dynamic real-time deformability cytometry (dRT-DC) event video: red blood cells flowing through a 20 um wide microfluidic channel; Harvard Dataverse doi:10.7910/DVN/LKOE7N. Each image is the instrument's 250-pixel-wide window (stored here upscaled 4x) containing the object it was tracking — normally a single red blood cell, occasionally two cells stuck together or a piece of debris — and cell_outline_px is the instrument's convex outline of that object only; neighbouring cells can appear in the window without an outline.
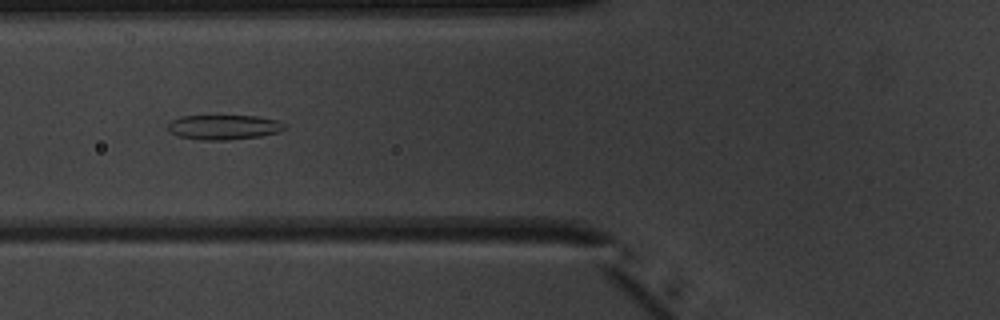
{"species": "common noctule bat (a hibernating species)", "species_latin": "Nyctalus noctula", "temperature_condition": "warm", "stored_images_in_passage": 37, "camera_frame_rate_fps": 3000, "um_per_image_px": 0.085, "animal": {"sex": "male", "body_mass_g": 20.1, "forearm_length_mm": 53.5}, "frame": {"image": 1, "passage_image": 6, "time_ms": 1.667, "image_size_px": [1000, 320], "cell_outline_px": [[288, 128], [280, 132], [260, 136], [228, 140], [200, 140], [180, 136], [172, 132], [168, 128], [168, 124], [172, 120], [180, 116], [256, 116], [276, 120], [288, 124]], "centroid_in_image_um": [19.09, 10.81], "position_along_channel_um": 106.7, "area_um2": 16.88}}
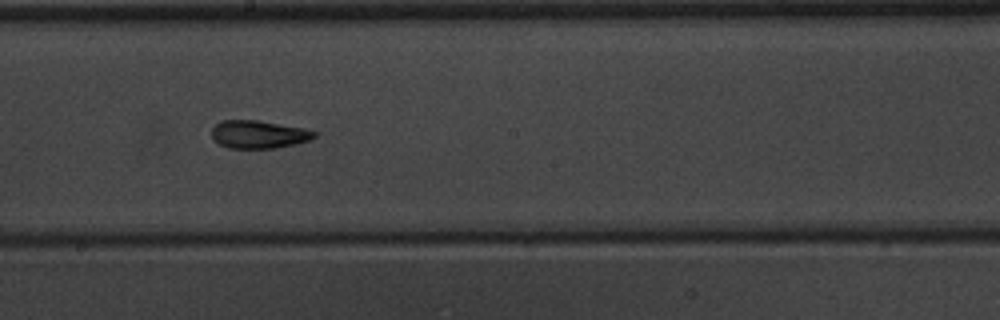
{"frame": {"image": 2, "passage_image": 15, "time_ms": 4.667, "image_size_px": [1000, 320], "cell_outline_px": [[316, 136], [308, 140], [296, 144], [276, 148], [228, 148], [220, 144], [212, 136], [212, 128], [220, 120], [256, 120], [304, 128], [316, 132]], "centroid_in_image_um": [21.98, 11.42], "position_along_channel_um": 226.2, "area_um2": 16.59}}
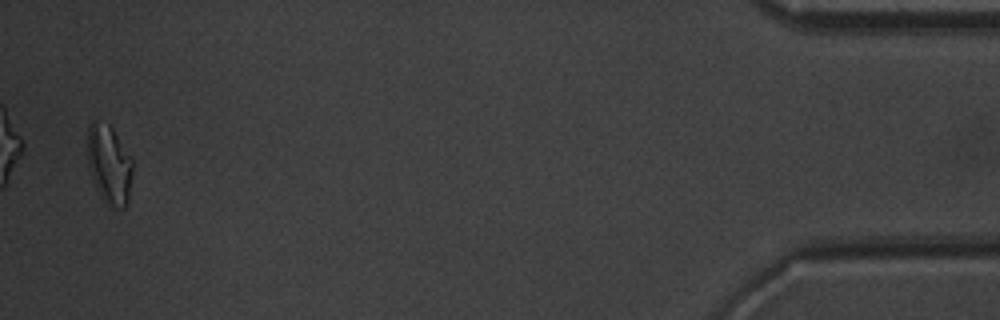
{"frame": {"image": 3, "passage_image": 36, "time_ms": 11.667, "image_size_px": [1000, 320], "cell_outline_px": [[132, 172], [128, 204], [124, 208], [108, 208], [100, 196], [96, 188], [88, 164], [88, 124], [96, 120], [108, 124], [112, 128], [132, 156]], "centroid_in_image_um": [9.3, 14.01], "position_along_channel_um": 425.9, "area_um2": 21.04}, "authors_computed_cell_mechanics": {"area_um2": 16.9354, "velocity_mm_per_s": 3.979, "shape_relaxation_time_tau1_ms": 10.1729, "shape_relaxation_time_tau2_ms": 2.9653, "deformation_change_tau1": 0.2244, "deformation_change_tau2": 0.1102}}